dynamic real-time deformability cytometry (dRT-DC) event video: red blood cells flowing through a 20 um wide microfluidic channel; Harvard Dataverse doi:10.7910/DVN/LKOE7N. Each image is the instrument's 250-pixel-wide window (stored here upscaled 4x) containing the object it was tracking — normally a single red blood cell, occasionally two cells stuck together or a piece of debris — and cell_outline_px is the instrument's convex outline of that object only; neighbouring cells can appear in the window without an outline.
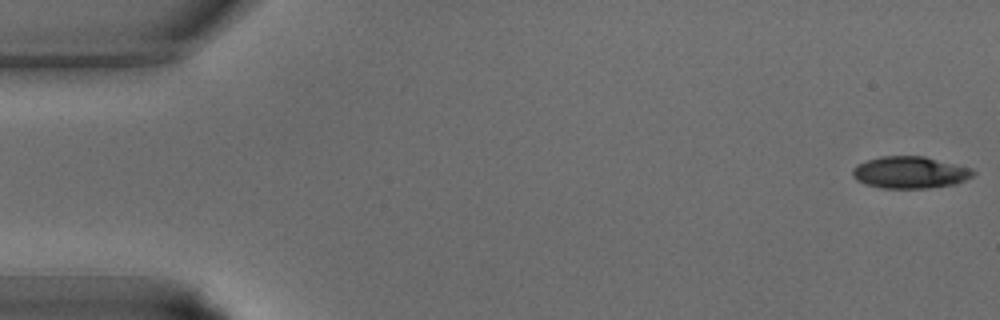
{"species": "common noctule bat (a hibernating species)", "species_latin": "Nyctalus noctula", "temperature_condition": "warm", "stored_images_in_passage": 6, "camera_frame_rate_fps": 3000, "um_per_image_px": 0.085, "animal": {"sex": "male", "body_mass_g": 15.6}, "frame": {"image": 1, "passage_image": 1, "time_ms": 0.0, "image_size_px": [1000, 320], "cell_outline_px": [[976, 172], [972, 176], [956, 184], [928, 188], [880, 188], [864, 184], [856, 180], [852, 176], [852, 168], [856, 164], [880, 156], [924, 156], [972, 168]], "centroid_in_image_um": [77.32, 14.66], "position_along_channel_um": 7.7, "area_um2": 22.6}}